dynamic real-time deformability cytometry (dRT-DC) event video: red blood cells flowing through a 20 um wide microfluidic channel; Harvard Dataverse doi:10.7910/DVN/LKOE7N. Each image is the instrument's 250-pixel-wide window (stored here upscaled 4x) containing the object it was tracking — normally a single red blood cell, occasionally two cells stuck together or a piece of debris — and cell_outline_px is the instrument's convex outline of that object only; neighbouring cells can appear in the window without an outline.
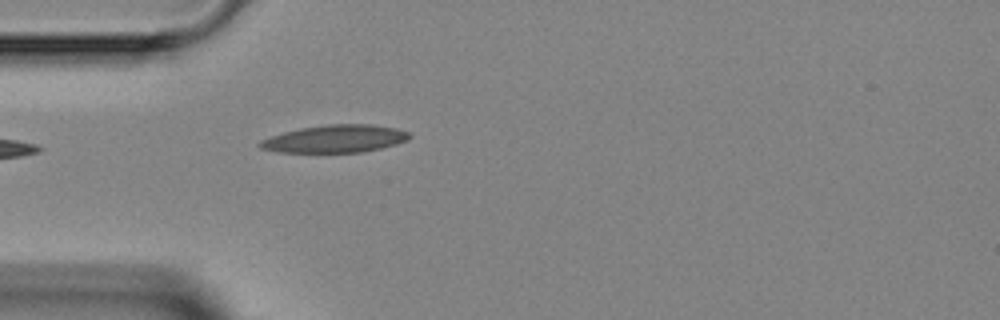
{"species": "Egyptian fruit bat (a non-hibernating species)", "species_latin": "Rousettus aegyptiacus", "temperature_condition": "room temperature", "stored_images_in_passage": 5, "camera_frame_rate_fps": 3000, "um_per_image_px": 0.085, "animal": {"sex": "female"}, "frame": {"image": 1, "passage_image": 5, "time_ms": 4.333, "image_size_px": [1000, 320], "cell_outline_px": [[412, 136], [408, 140], [396, 144], [380, 148], [360, 152], [276, 152], [260, 148], [256, 144], [260, 140], [284, 132], [300, 128], [328, 124], [372, 124], [396, 128], [408, 132]], "centroid_in_image_um": [28.48, 11.79], "position_along_channel_um": 56.5, "area_um2": 24.04}}